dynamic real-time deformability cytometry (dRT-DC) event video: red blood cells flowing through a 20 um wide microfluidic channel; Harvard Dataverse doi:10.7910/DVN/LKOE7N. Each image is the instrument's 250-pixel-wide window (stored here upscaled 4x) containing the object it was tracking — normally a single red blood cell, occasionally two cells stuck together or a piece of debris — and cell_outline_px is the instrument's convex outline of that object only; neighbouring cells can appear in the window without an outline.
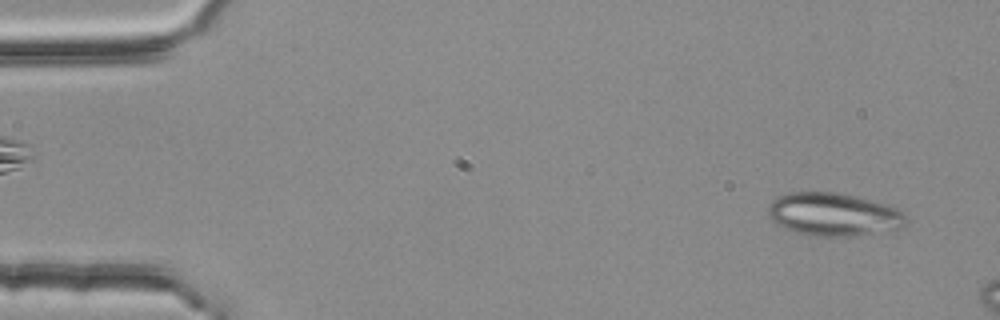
{"species": "common noctule bat (a hibernating species)", "species_latin": "Nyctalus noctula", "temperature_condition": "room temperature", "stored_images_in_passage": 54, "segment_of_instrument_passage": [1, 2], "camera_frame_rate_fps": 3000, "um_per_image_px": 0.085, "animal": {"sex": "female", "body_mass_g": 25.1}, "frame": {"image": 1, "passage_image": 3, "time_ms": 0.667, "image_size_px": [1000, 320], "cell_outline_px": [[908, 220], [896, 232], [856, 236], [808, 236], [784, 228], [768, 220], [768, 208], [772, 200], [776, 196], [784, 192], [836, 192], [856, 196], [888, 204], [904, 212]], "centroid_in_image_um": [70.88, 18.24], "position_along_channel_um": 14.1, "area_um2": 35.66}}
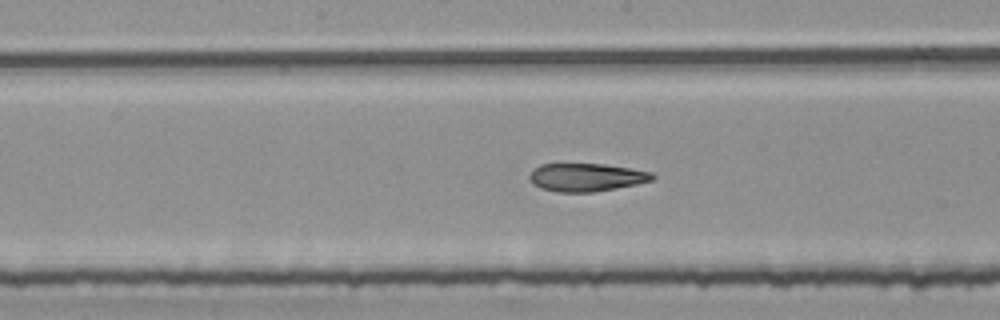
{"frame": {"image": 2, "passage_image": 27, "time_ms": 8.667, "image_size_px": [1000, 320], "cell_outline_px": [[656, 176], [652, 180], [636, 184], [616, 188], [592, 192], [556, 192], [540, 188], [532, 184], [528, 180], [528, 176], [532, 168], [540, 164], [604, 164], [632, 168], [652, 172]], "centroid_in_image_um": [49.79, 15.07], "position_along_channel_um": 198.4, "area_um2": 20.35}}
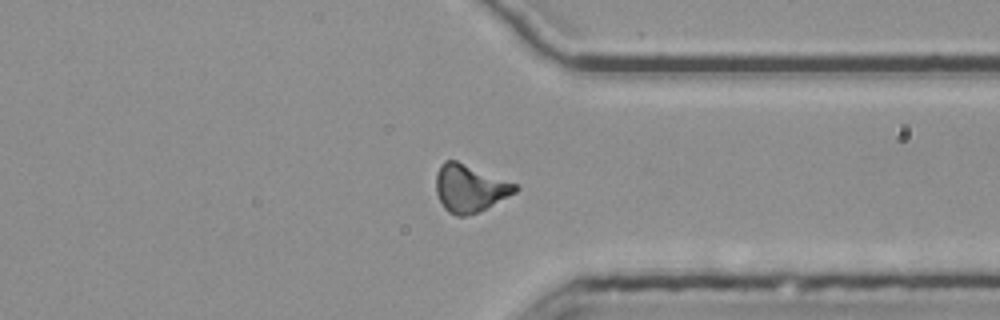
{"frame": {"image": 3, "passage_image": 41, "time_ms": 13.333, "image_size_px": [1000, 320], "cell_outline_px": [[520, 188], [516, 192], [476, 212], [464, 216], [456, 216], [448, 212], [444, 208], [436, 192], [436, 172], [440, 164], [444, 160], [456, 160], [516, 184]], "centroid_in_image_um": [39.89, 15.98], "position_along_channel_um": 371.5, "area_um2": 21.56}}